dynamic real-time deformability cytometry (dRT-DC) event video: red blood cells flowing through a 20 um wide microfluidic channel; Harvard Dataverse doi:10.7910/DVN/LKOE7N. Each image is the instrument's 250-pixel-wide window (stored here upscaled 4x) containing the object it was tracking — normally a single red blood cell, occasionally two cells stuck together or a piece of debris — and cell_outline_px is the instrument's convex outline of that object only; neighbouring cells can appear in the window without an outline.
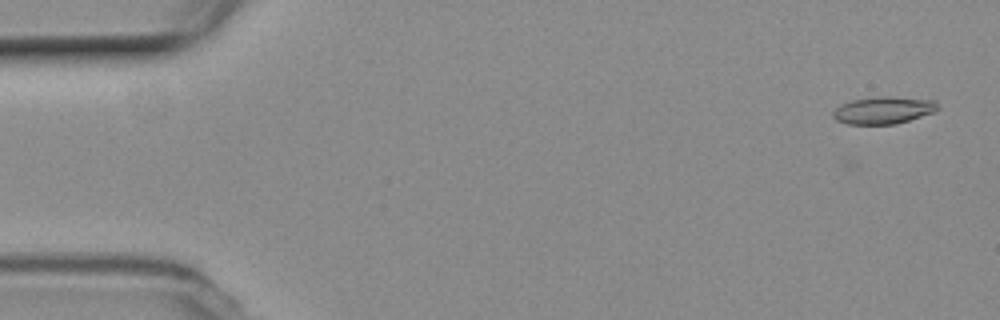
{"species": "common noctule bat (a hibernating species)", "species_latin": "Nyctalus noctula", "temperature_condition": "room temperature", "stored_images_in_passage": 54, "camera_frame_rate_fps": 3000, "um_per_image_px": 0.085, "animal": {"sex": "female", "body_mass_g": 19.3, "forearm_length_mm": 54.1}, "frame": {"image": 1, "passage_image": 2, "time_ms": 0.333, "image_size_px": [1000, 320], "cell_outline_px": [[940, 108], [936, 112], [896, 124], [848, 124], [836, 120], [832, 116], [832, 112], [840, 104], [852, 100], [876, 96], [892, 96], [936, 100]], "centroid_in_image_um": [75.12, 9.36], "position_along_channel_um": 9.9, "area_um2": 16.94}}
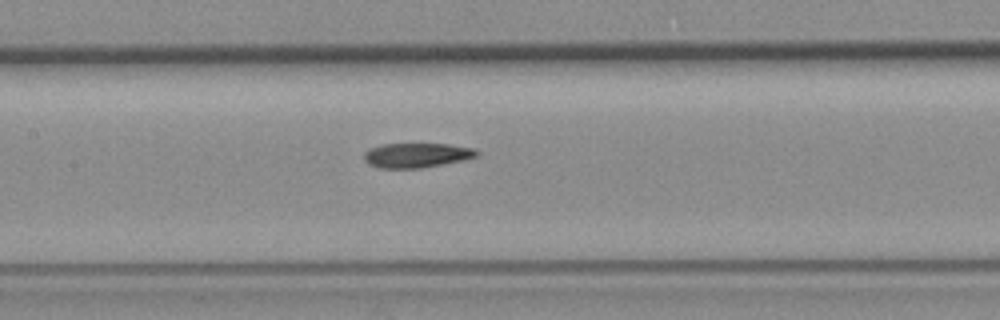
{"frame": {"image": 2, "passage_image": 25, "time_ms": 8.0, "image_size_px": [1000, 320], "cell_outline_px": [[480, 156], [464, 160], [420, 168], [380, 168], [368, 164], [364, 160], [364, 152], [368, 148], [380, 144], [448, 144], [472, 148], [480, 152]], "centroid_in_image_um": [35.4, 13.19], "position_along_channel_um": 172.0, "area_um2": 16.3}}
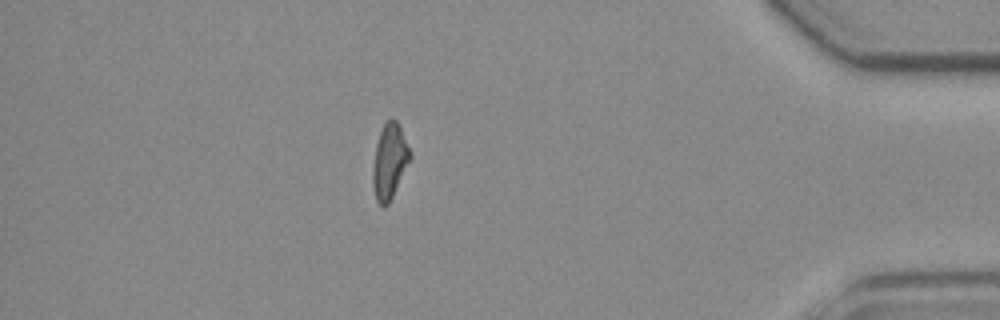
{"frame": {"image": 3, "passage_image": 47, "time_ms": 15.333, "image_size_px": [1000, 320], "cell_outline_px": [[412, 156], [388, 204], [384, 208], [376, 200], [372, 184], [372, 172], [376, 144], [380, 132], [384, 124], [392, 116], [396, 120], [412, 152]], "centroid_in_image_um": [33.11, 13.7], "position_along_channel_um": 402.1, "area_um2": 16.18}, "authors_computed_cell_mechanics": {"area_um2": 16.6464, "velocity_mm_per_s": 3.7795, "shape_relaxation_time_tau1_ms": null, "shape_relaxation_time_tau2_ms": 6.7123, "deformation_change_tau1": null, "deformation_change_tau2": 0.1596}}